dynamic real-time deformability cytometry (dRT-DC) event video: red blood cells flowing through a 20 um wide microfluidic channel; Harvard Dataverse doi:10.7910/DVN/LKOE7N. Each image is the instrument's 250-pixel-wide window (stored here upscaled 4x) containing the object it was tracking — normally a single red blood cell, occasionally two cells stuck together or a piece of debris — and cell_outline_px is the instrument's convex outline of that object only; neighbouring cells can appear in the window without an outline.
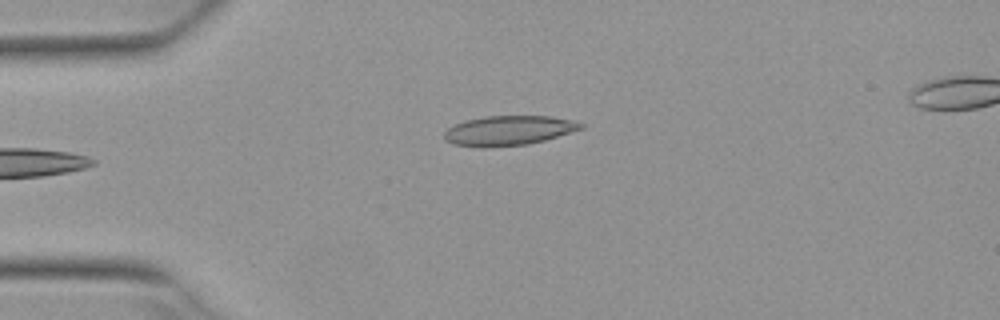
{"species": "Egyptian fruit bat (a non-hibernating species)", "species_latin": "Rousettus aegyptiacus", "temperature_condition": "warm", "stored_images_in_passage": 5, "camera_frame_rate_fps": 3000, "um_per_image_px": 0.085, "animal": {"sex": "female"}, "frame": {"image": 1, "passage_image": 5, "time_ms": 1.333, "image_size_px": [1000, 320], "cell_outline_px": [[584, 128], [544, 140], [528, 144], [484, 148], [452, 144], [444, 140], [444, 132], [448, 128], [464, 120], [484, 116], [548, 116], [572, 120], [584, 124]], "centroid_in_image_um": [43.19, 11.1], "position_along_channel_um": 41.8, "area_um2": 23.7}}